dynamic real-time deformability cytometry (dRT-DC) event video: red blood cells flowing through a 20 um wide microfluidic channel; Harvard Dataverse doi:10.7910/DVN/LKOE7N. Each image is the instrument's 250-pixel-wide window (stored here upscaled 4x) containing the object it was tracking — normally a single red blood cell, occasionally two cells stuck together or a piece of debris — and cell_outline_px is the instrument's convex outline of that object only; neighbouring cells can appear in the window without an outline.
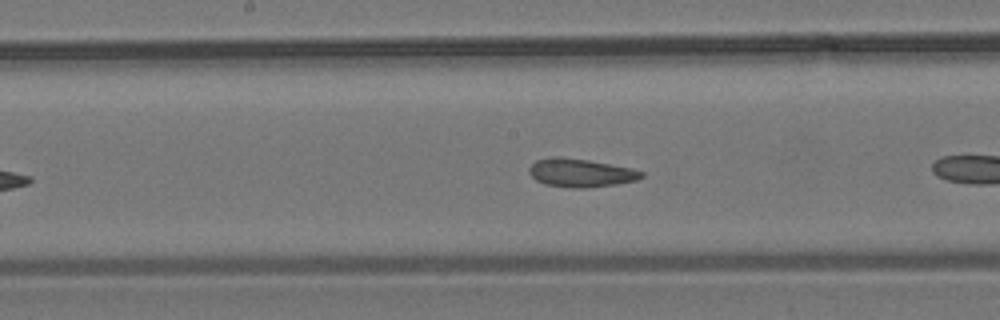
{"species": "common noctule bat (a hibernating species)", "species_latin": "Nyctalus noctula", "temperature_condition": "room temperature", "stored_images_in_passage": 16, "camera_frame_rate_fps": 3000, "um_per_image_px": 0.085, "animal": {"sex": "male", "body_mass_g": 19.2, "forearm_length_mm": 51.8}, "frame": {"image": 1, "passage_image": 12, "time_ms": 3.667, "image_size_px": [1000, 320], "cell_outline_px": [[644, 176], [636, 180], [616, 184], [588, 188], [568, 188], [544, 184], [536, 180], [528, 172], [528, 168], [536, 160], [548, 156], [560, 156], [588, 160], [632, 168], [644, 172]], "centroid_in_image_um": [49.32, 14.69], "position_along_channel_um": 198.9, "area_um2": 18.79}}